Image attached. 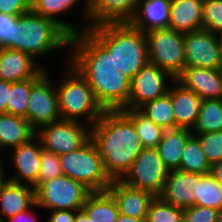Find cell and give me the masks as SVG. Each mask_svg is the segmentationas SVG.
<instances>
[{"label": "cell", "instance_id": "cell-5", "mask_svg": "<svg viewBox=\"0 0 222 222\" xmlns=\"http://www.w3.org/2000/svg\"><path fill=\"white\" fill-rule=\"evenodd\" d=\"M67 59L64 80L55 86L61 119L82 122L80 118L84 116L85 124L91 127L105 110L97 102L87 80L69 63V57Z\"/></svg>", "mask_w": 222, "mask_h": 222}, {"label": "cell", "instance_id": "cell-35", "mask_svg": "<svg viewBox=\"0 0 222 222\" xmlns=\"http://www.w3.org/2000/svg\"><path fill=\"white\" fill-rule=\"evenodd\" d=\"M64 175L60 163V155L42 149L38 176V186L48 180Z\"/></svg>", "mask_w": 222, "mask_h": 222}, {"label": "cell", "instance_id": "cell-7", "mask_svg": "<svg viewBox=\"0 0 222 222\" xmlns=\"http://www.w3.org/2000/svg\"><path fill=\"white\" fill-rule=\"evenodd\" d=\"M92 192L85 184L62 175L41 183L35 189L36 205L46 211H77L83 208Z\"/></svg>", "mask_w": 222, "mask_h": 222}, {"label": "cell", "instance_id": "cell-22", "mask_svg": "<svg viewBox=\"0 0 222 222\" xmlns=\"http://www.w3.org/2000/svg\"><path fill=\"white\" fill-rule=\"evenodd\" d=\"M170 6L171 0H141L130 24L143 33L168 28Z\"/></svg>", "mask_w": 222, "mask_h": 222}, {"label": "cell", "instance_id": "cell-29", "mask_svg": "<svg viewBox=\"0 0 222 222\" xmlns=\"http://www.w3.org/2000/svg\"><path fill=\"white\" fill-rule=\"evenodd\" d=\"M222 130V99L202 100L193 135Z\"/></svg>", "mask_w": 222, "mask_h": 222}, {"label": "cell", "instance_id": "cell-31", "mask_svg": "<svg viewBox=\"0 0 222 222\" xmlns=\"http://www.w3.org/2000/svg\"><path fill=\"white\" fill-rule=\"evenodd\" d=\"M139 110L165 130L176 128L172 99L168 93L146 102Z\"/></svg>", "mask_w": 222, "mask_h": 222}, {"label": "cell", "instance_id": "cell-40", "mask_svg": "<svg viewBox=\"0 0 222 222\" xmlns=\"http://www.w3.org/2000/svg\"><path fill=\"white\" fill-rule=\"evenodd\" d=\"M19 16H11L0 13V48H3L10 40H13V24Z\"/></svg>", "mask_w": 222, "mask_h": 222}, {"label": "cell", "instance_id": "cell-48", "mask_svg": "<svg viewBox=\"0 0 222 222\" xmlns=\"http://www.w3.org/2000/svg\"><path fill=\"white\" fill-rule=\"evenodd\" d=\"M217 35H218V39H219L221 51H222V32L218 33Z\"/></svg>", "mask_w": 222, "mask_h": 222}, {"label": "cell", "instance_id": "cell-6", "mask_svg": "<svg viewBox=\"0 0 222 222\" xmlns=\"http://www.w3.org/2000/svg\"><path fill=\"white\" fill-rule=\"evenodd\" d=\"M60 163L65 176L85 184L93 192L106 191L113 182L91 138L80 148L60 155Z\"/></svg>", "mask_w": 222, "mask_h": 222}, {"label": "cell", "instance_id": "cell-41", "mask_svg": "<svg viewBox=\"0 0 222 222\" xmlns=\"http://www.w3.org/2000/svg\"><path fill=\"white\" fill-rule=\"evenodd\" d=\"M48 212V222H75L77 213L75 210H54Z\"/></svg>", "mask_w": 222, "mask_h": 222}, {"label": "cell", "instance_id": "cell-17", "mask_svg": "<svg viewBox=\"0 0 222 222\" xmlns=\"http://www.w3.org/2000/svg\"><path fill=\"white\" fill-rule=\"evenodd\" d=\"M47 72L33 57L25 52L0 48V80L18 82L42 77Z\"/></svg>", "mask_w": 222, "mask_h": 222}, {"label": "cell", "instance_id": "cell-45", "mask_svg": "<svg viewBox=\"0 0 222 222\" xmlns=\"http://www.w3.org/2000/svg\"><path fill=\"white\" fill-rule=\"evenodd\" d=\"M75 222H91L83 209L77 210Z\"/></svg>", "mask_w": 222, "mask_h": 222}, {"label": "cell", "instance_id": "cell-24", "mask_svg": "<svg viewBox=\"0 0 222 222\" xmlns=\"http://www.w3.org/2000/svg\"><path fill=\"white\" fill-rule=\"evenodd\" d=\"M80 0H32V11L38 15L43 17L52 19L56 23H58L70 36L75 34H79L83 31H87V23L83 25V27L76 28L72 23H68L64 20L57 19L59 14H65L71 10V8L75 7ZM82 14L86 19H88V0L83 4ZM58 15V16H57Z\"/></svg>", "mask_w": 222, "mask_h": 222}, {"label": "cell", "instance_id": "cell-27", "mask_svg": "<svg viewBox=\"0 0 222 222\" xmlns=\"http://www.w3.org/2000/svg\"><path fill=\"white\" fill-rule=\"evenodd\" d=\"M82 209L91 222H117L120 214L117 203L108 190L92 192Z\"/></svg>", "mask_w": 222, "mask_h": 222}, {"label": "cell", "instance_id": "cell-39", "mask_svg": "<svg viewBox=\"0 0 222 222\" xmlns=\"http://www.w3.org/2000/svg\"><path fill=\"white\" fill-rule=\"evenodd\" d=\"M32 11V0H0V13L20 16Z\"/></svg>", "mask_w": 222, "mask_h": 222}, {"label": "cell", "instance_id": "cell-42", "mask_svg": "<svg viewBox=\"0 0 222 222\" xmlns=\"http://www.w3.org/2000/svg\"><path fill=\"white\" fill-rule=\"evenodd\" d=\"M11 82L0 80V114L7 113Z\"/></svg>", "mask_w": 222, "mask_h": 222}, {"label": "cell", "instance_id": "cell-16", "mask_svg": "<svg viewBox=\"0 0 222 222\" xmlns=\"http://www.w3.org/2000/svg\"><path fill=\"white\" fill-rule=\"evenodd\" d=\"M36 139L37 136L35 135L28 142L12 148L13 155L11 157L13 158L11 159L13 161L11 163L15 167L16 176L8 177L12 182L30 185L35 189L38 187V176L43 149L40 140Z\"/></svg>", "mask_w": 222, "mask_h": 222}, {"label": "cell", "instance_id": "cell-8", "mask_svg": "<svg viewBox=\"0 0 222 222\" xmlns=\"http://www.w3.org/2000/svg\"><path fill=\"white\" fill-rule=\"evenodd\" d=\"M149 63L176 78L185 68L184 33L161 28L145 33Z\"/></svg>", "mask_w": 222, "mask_h": 222}, {"label": "cell", "instance_id": "cell-14", "mask_svg": "<svg viewBox=\"0 0 222 222\" xmlns=\"http://www.w3.org/2000/svg\"><path fill=\"white\" fill-rule=\"evenodd\" d=\"M141 0H88V28L130 23Z\"/></svg>", "mask_w": 222, "mask_h": 222}, {"label": "cell", "instance_id": "cell-21", "mask_svg": "<svg viewBox=\"0 0 222 222\" xmlns=\"http://www.w3.org/2000/svg\"><path fill=\"white\" fill-rule=\"evenodd\" d=\"M36 208L35 188L30 185L8 181L0 190V217H14L22 211Z\"/></svg>", "mask_w": 222, "mask_h": 222}, {"label": "cell", "instance_id": "cell-25", "mask_svg": "<svg viewBox=\"0 0 222 222\" xmlns=\"http://www.w3.org/2000/svg\"><path fill=\"white\" fill-rule=\"evenodd\" d=\"M36 135V130L24 117L0 114V150L14 148L28 142Z\"/></svg>", "mask_w": 222, "mask_h": 222}, {"label": "cell", "instance_id": "cell-2", "mask_svg": "<svg viewBox=\"0 0 222 222\" xmlns=\"http://www.w3.org/2000/svg\"><path fill=\"white\" fill-rule=\"evenodd\" d=\"M91 139L112 180H121L143 150L134 124L121 110H105L91 126Z\"/></svg>", "mask_w": 222, "mask_h": 222}, {"label": "cell", "instance_id": "cell-44", "mask_svg": "<svg viewBox=\"0 0 222 222\" xmlns=\"http://www.w3.org/2000/svg\"><path fill=\"white\" fill-rule=\"evenodd\" d=\"M210 173L222 186V160L212 164Z\"/></svg>", "mask_w": 222, "mask_h": 222}, {"label": "cell", "instance_id": "cell-3", "mask_svg": "<svg viewBox=\"0 0 222 222\" xmlns=\"http://www.w3.org/2000/svg\"><path fill=\"white\" fill-rule=\"evenodd\" d=\"M113 56L116 68L132 79L148 62L145 33L130 23L104 24L87 30Z\"/></svg>", "mask_w": 222, "mask_h": 222}, {"label": "cell", "instance_id": "cell-30", "mask_svg": "<svg viewBox=\"0 0 222 222\" xmlns=\"http://www.w3.org/2000/svg\"><path fill=\"white\" fill-rule=\"evenodd\" d=\"M211 166L201 148L199 138L192 134L183 148L180 169L187 172L207 174L211 172Z\"/></svg>", "mask_w": 222, "mask_h": 222}, {"label": "cell", "instance_id": "cell-9", "mask_svg": "<svg viewBox=\"0 0 222 222\" xmlns=\"http://www.w3.org/2000/svg\"><path fill=\"white\" fill-rule=\"evenodd\" d=\"M169 170L156 148H143L130 170L120 180L130 188L151 192L159 196L163 191Z\"/></svg>", "mask_w": 222, "mask_h": 222}, {"label": "cell", "instance_id": "cell-32", "mask_svg": "<svg viewBox=\"0 0 222 222\" xmlns=\"http://www.w3.org/2000/svg\"><path fill=\"white\" fill-rule=\"evenodd\" d=\"M40 78L41 77H34L11 83L7 113L24 117L27 120V109L31 88Z\"/></svg>", "mask_w": 222, "mask_h": 222}, {"label": "cell", "instance_id": "cell-15", "mask_svg": "<svg viewBox=\"0 0 222 222\" xmlns=\"http://www.w3.org/2000/svg\"><path fill=\"white\" fill-rule=\"evenodd\" d=\"M201 175L181 169L169 171L159 197L182 209L197 205V184Z\"/></svg>", "mask_w": 222, "mask_h": 222}, {"label": "cell", "instance_id": "cell-46", "mask_svg": "<svg viewBox=\"0 0 222 222\" xmlns=\"http://www.w3.org/2000/svg\"><path fill=\"white\" fill-rule=\"evenodd\" d=\"M145 219H138L134 217H129L123 214H119L117 222H144Z\"/></svg>", "mask_w": 222, "mask_h": 222}, {"label": "cell", "instance_id": "cell-36", "mask_svg": "<svg viewBox=\"0 0 222 222\" xmlns=\"http://www.w3.org/2000/svg\"><path fill=\"white\" fill-rule=\"evenodd\" d=\"M203 28L215 34L222 32V0H204Z\"/></svg>", "mask_w": 222, "mask_h": 222}, {"label": "cell", "instance_id": "cell-34", "mask_svg": "<svg viewBox=\"0 0 222 222\" xmlns=\"http://www.w3.org/2000/svg\"><path fill=\"white\" fill-rule=\"evenodd\" d=\"M144 222H184V209L171 205L156 196L150 204Z\"/></svg>", "mask_w": 222, "mask_h": 222}, {"label": "cell", "instance_id": "cell-11", "mask_svg": "<svg viewBox=\"0 0 222 222\" xmlns=\"http://www.w3.org/2000/svg\"><path fill=\"white\" fill-rule=\"evenodd\" d=\"M173 81L172 75L148 62L131 79L129 101L125 108L139 109L146 102L166 95L170 88L167 84Z\"/></svg>", "mask_w": 222, "mask_h": 222}, {"label": "cell", "instance_id": "cell-26", "mask_svg": "<svg viewBox=\"0 0 222 222\" xmlns=\"http://www.w3.org/2000/svg\"><path fill=\"white\" fill-rule=\"evenodd\" d=\"M192 130L186 128L166 129L161 142L156 147L165 167L171 170L180 169L181 155Z\"/></svg>", "mask_w": 222, "mask_h": 222}, {"label": "cell", "instance_id": "cell-37", "mask_svg": "<svg viewBox=\"0 0 222 222\" xmlns=\"http://www.w3.org/2000/svg\"><path fill=\"white\" fill-rule=\"evenodd\" d=\"M196 136L211 165L222 160V130Z\"/></svg>", "mask_w": 222, "mask_h": 222}, {"label": "cell", "instance_id": "cell-43", "mask_svg": "<svg viewBox=\"0 0 222 222\" xmlns=\"http://www.w3.org/2000/svg\"><path fill=\"white\" fill-rule=\"evenodd\" d=\"M37 216L35 212L32 211V208L27 211H22L15 215L14 217L7 218L6 222H37Z\"/></svg>", "mask_w": 222, "mask_h": 222}, {"label": "cell", "instance_id": "cell-47", "mask_svg": "<svg viewBox=\"0 0 222 222\" xmlns=\"http://www.w3.org/2000/svg\"><path fill=\"white\" fill-rule=\"evenodd\" d=\"M3 160H0V190L3 188V186L9 181L8 177H5L6 174H4V168H3Z\"/></svg>", "mask_w": 222, "mask_h": 222}, {"label": "cell", "instance_id": "cell-13", "mask_svg": "<svg viewBox=\"0 0 222 222\" xmlns=\"http://www.w3.org/2000/svg\"><path fill=\"white\" fill-rule=\"evenodd\" d=\"M49 77L46 72L31 88L27 120L35 130L61 119L57 91Z\"/></svg>", "mask_w": 222, "mask_h": 222}, {"label": "cell", "instance_id": "cell-4", "mask_svg": "<svg viewBox=\"0 0 222 222\" xmlns=\"http://www.w3.org/2000/svg\"><path fill=\"white\" fill-rule=\"evenodd\" d=\"M67 46L70 35L58 23L29 11L13 24V40L3 48L19 50L36 59Z\"/></svg>", "mask_w": 222, "mask_h": 222}, {"label": "cell", "instance_id": "cell-23", "mask_svg": "<svg viewBox=\"0 0 222 222\" xmlns=\"http://www.w3.org/2000/svg\"><path fill=\"white\" fill-rule=\"evenodd\" d=\"M204 0H171L169 28L189 33L203 28Z\"/></svg>", "mask_w": 222, "mask_h": 222}, {"label": "cell", "instance_id": "cell-49", "mask_svg": "<svg viewBox=\"0 0 222 222\" xmlns=\"http://www.w3.org/2000/svg\"><path fill=\"white\" fill-rule=\"evenodd\" d=\"M220 222H222V209L220 210Z\"/></svg>", "mask_w": 222, "mask_h": 222}, {"label": "cell", "instance_id": "cell-18", "mask_svg": "<svg viewBox=\"0 0 222 222\" xmlns=\"http://www.w3.org/2000/svg\"><path fill=\"white\" fill-rule=\"evenodd\" d=\"M175 80L202 100L222 99V70L185 67Z\"/></svg>", "mask_w": 222, "mask_h": 222}, {"label": "cell", "instance_id": "cell-19", "mask_svg": "<svg viewBox=\"0 0 222 222\" xmlns=\"http://www.w3.org/2000/svg\"><path fill=\"white\" fill-rule=\"evenodd\" d=\"M114 197L119 213L138 219H145L155 195L144 190L128 187L120 180H113L107 189Z\"/></svg>", "mask_w": 222, "mask_h": 222}, {"label": "cell", "instance_id": "cell-38", "mask_svg": "<svg viewBox=\"0 0 222 222\" xmlns=\"http://www.w3.org/2000/svg\"><path fill=\"white\" fill-rule=\"evenodd\" d=\"M184 222H220V211L194 205L184 209Z\"/></svg>", "mask_w": 222, "mask_h": 222}, {"label": "cell", "instance_id": "cell-1", "mask_svg": "<svg viewBox=\"0 0 222 222\" xmlns=\"http://www.w3.org/2000/svg\"><path fill=\"white\" fill-rule=\"evenodd\" d=\"M69 63L87 80L104 110L128 105L131 79L120 72L113 56L88 32L70 36Z\"/></svg>", "mask_w": 222, "mask_h": 222}, {"label": "cell", "instance_id": "cell-20", "mask_svg": "<svg viewBox=\"0 0 222 222\" xmlns=\"http://www.w3.org/2000/svg\"><path fill=\"white\" fill-rule=\"evenodd\" d=\"M171 84L173 87L170 86L168 94L172 99L176 128L193 130L198 120L202 99L176 80Z\"/></svg>", "mask_w": 222, "mask_h": 222}, {"label": "cell", "instance_id": "cell-12", "mask_svg": "<svg viewBox=\"0 0 222 222\" xmlns=\"http://www.w3.org/2000/svg\"><path fill=\"white\" fill-rule=\"evenodd\" d=\"M185 67L222 70L218 35L206 30L184 33Z\"/></svg>", "mask_w": 222, "mask_h": 222}, {"label": "cell", "instance_id": "cell-33", "mask_svg": "<svg viewBox=\"0 0 222 222\" xmlns=\"http://www.w3.org/2000/svg\"><path fill=\"white\" fill-rule=\"evenodd\" d=\"M197 205L222 209V186L211 173L202 174L198 180Z\"/></svg>", "mask_w": 222, "mask_h": 222}, {"label": "cell", "instance_id": "cell-10", "mask_svg": "<svg viewBox=\"0 0 222 222\" xmlns=\"http://www.w3.org/2000/svg\"><path fill=\"white\" fill-rule=\"evenodd\" d=\"M42 148L58 155L72 152L91 138V127L83 122L60 119L36 130Z\"/></svg>", "mask_w": 222, "mask_h": 222}, {"label": "cell", "instance_id": "cell-28", "mask_svg": "<svg viewBox=\"0 0 222 222\" xmlns=\"http://www.w3.org/2000/svg\"><path fill=\"white\" fill-rule=\"evenodd\" d=\"M121 111L134 124L143 148H156L163 138L165 129L158 126L139 109L124 108Z\"/></svg>", "mask_w": 222, "mask_h": 222}]
</instances>
